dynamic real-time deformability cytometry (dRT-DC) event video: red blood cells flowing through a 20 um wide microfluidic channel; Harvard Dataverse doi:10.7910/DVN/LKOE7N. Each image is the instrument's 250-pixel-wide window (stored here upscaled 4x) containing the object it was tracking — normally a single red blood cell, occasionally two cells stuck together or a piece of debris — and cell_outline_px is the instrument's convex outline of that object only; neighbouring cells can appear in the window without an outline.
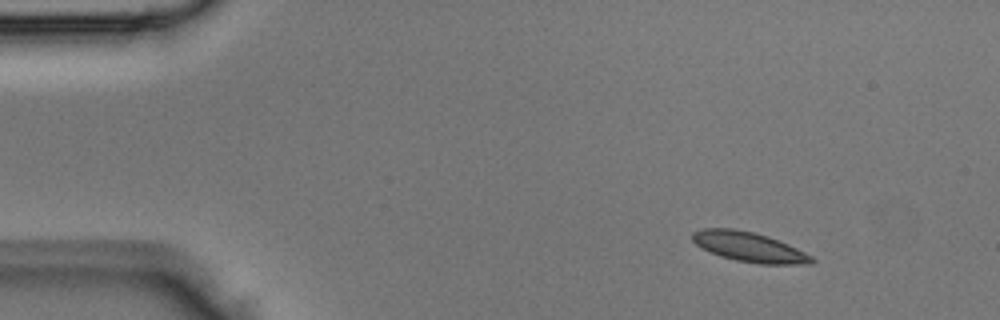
{"species": "Egyptian fruit bat (a non-hibernating species)", "species_latin": "Rousettus aegyptiacus", "temperature_condition": "room temperature", "stored_images_in_passage": 3, "camera_frame_rate_fps": 3000, "um_per_image_px": 0.085, "animal": {"sex": "male"}, "frame": {"image": 1, "passage_image": 1, "time_ms": 0.0, "image_size_px": [1000, 320], "cell_outline_px": [[816, 260], [812, 264], [760, 264], [736, 260], [720, 256], [696, 244], [692, 240], [692, 232], [704, 228], [732, 228], [752, 232], [768, 236], [788, 244], [812, 256]], "centroid_in_image_um": [63.7, 20.99], "position_along_channel_um": 21.3, "area_um2": 20.52}}
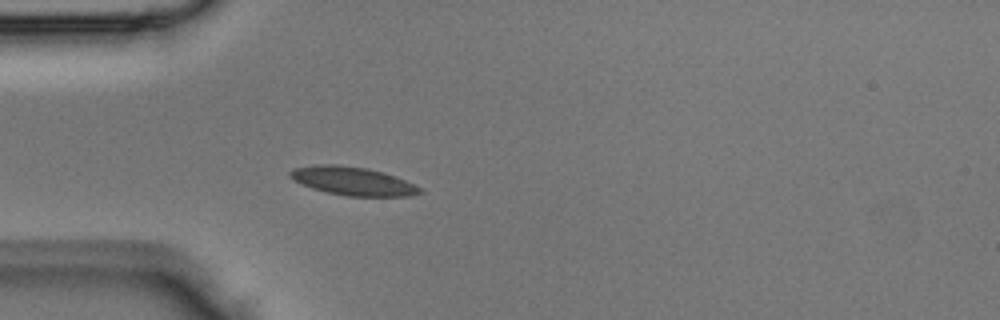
{"frame": {"image": 2, "passage_image": 3, "time_ms": 0.667, "image_size_px": [1000, 320], "cell_outline_px": [[424, 192], [412, 196], [348, 196], [328, 192], [312, 188], [292, 180], [288, 176], [288, 172], [296, 168], [320, 164], [336, 164], [364, 168], [396, 176], [420, 188]], "centroid_in_image_um": [29.96, 15.4], "position_along_channel_um": 55.0, "area_um2": 21.21}}